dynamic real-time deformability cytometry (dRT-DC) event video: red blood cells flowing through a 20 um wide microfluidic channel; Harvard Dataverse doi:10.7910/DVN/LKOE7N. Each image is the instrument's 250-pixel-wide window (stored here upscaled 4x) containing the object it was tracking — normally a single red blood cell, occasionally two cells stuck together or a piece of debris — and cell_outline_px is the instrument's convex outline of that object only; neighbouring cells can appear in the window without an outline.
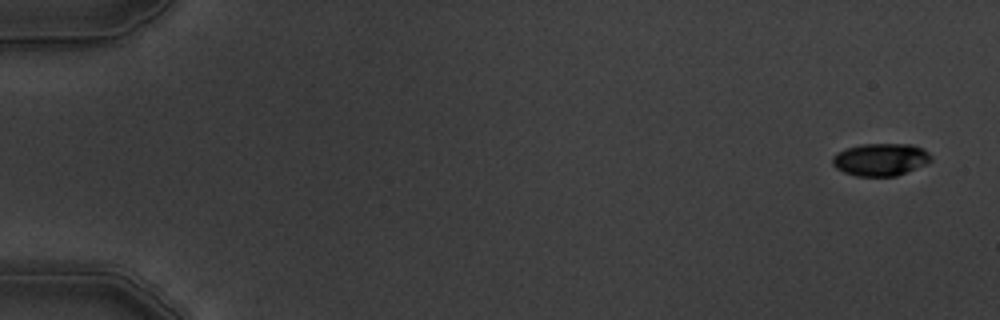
{"species": "common noctule bat (a hibernating species)", "species_latin": "Nyctalus noctula", "temperature_condition": "warm", "stored_images_in_passage": 9, "camera_frame_rate_fps": 3000, "um_per_image_px": 0.085, "animal": {"sex": "male", "body_mass_g": 19.5, "forearm_length_mm": 54.6}, "frame": {"image": 1, "passage_image": 1, "time_ms": 0.0, "image_size_px": [1000, 320], "cell_outline_px": [[932, 160], [928, 164], [896, 176], [856, 176], [844, 172], [836, 168], [832, 164], [832, 156], [844, 148], [860, 144], [912, 144], [928, 152], [932, 156]], "centroid_in_image_um": [74.84, 13.56], "position_along_channel_um": 10.2, "area_um2": 18.84}}
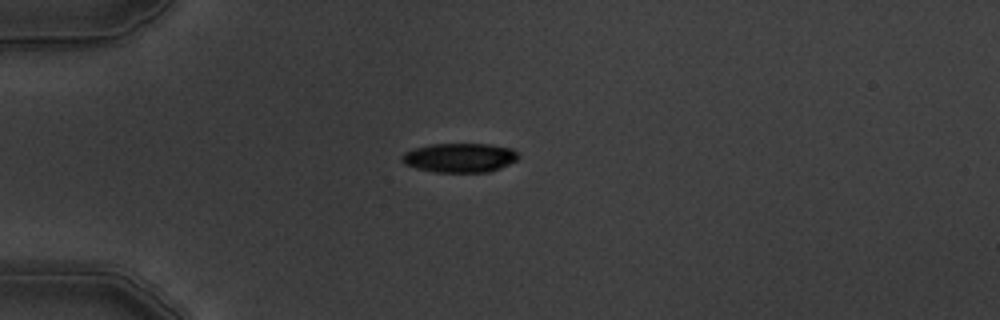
{"frame": {"image": 2, "passage_image": 4, "time_ms": 4.333, "image_size_px": [1000, 320], "cell_outline_px": [[520, 156], [516, 160], [500, 168], [488, 172], [436, 172], [416, 168], [404, 164], [400, 156], [404, 152], [412, 148], [432, 144], [488, 144], [512, 148]], "centroid_in_image_um": [39.05, 13.4], "position_along_channel_um": 46.0, "area_um2": 19.88}}
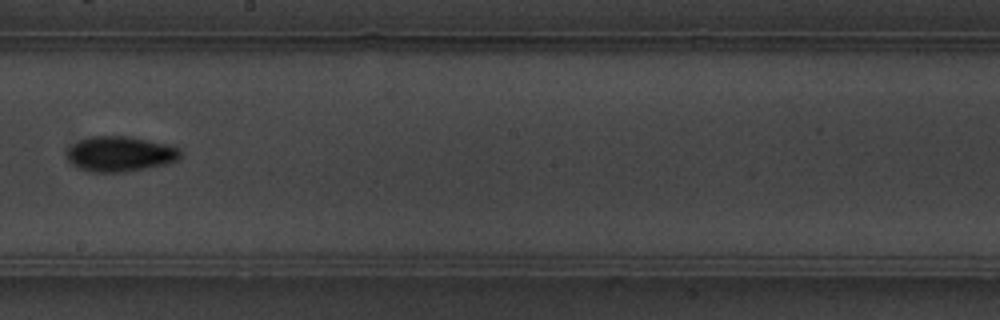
{"frame": {"image": 3, "passage_image": 9, "time_ms": 10.0, "image_size_px": [1000, 320], "cell_outline_px": [[180, 156], [176, 160], [164, 164], [124, 172], [92, 172], [80, 168], [72, 164], [64, 156], [64, 152], [72, 144], [80, 140], [92, 136], [128, 136], [164, 144], [180, 148]], "centroid_in_image_um": [10.13, 13.08], "position_along_channel_um": 238.1, "area_um2": 23.12}}